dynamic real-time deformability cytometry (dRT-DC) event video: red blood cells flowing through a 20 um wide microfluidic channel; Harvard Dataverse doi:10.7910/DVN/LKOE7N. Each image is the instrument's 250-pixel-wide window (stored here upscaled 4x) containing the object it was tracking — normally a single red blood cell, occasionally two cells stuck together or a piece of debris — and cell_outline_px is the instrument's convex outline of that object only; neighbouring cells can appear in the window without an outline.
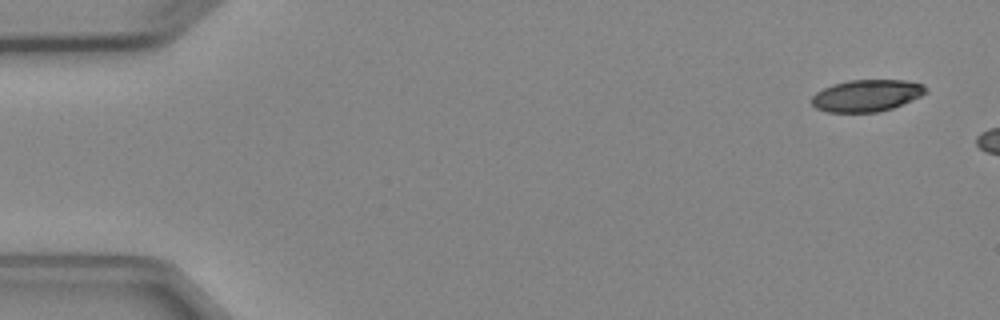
{"species": "Egyptian fruit bat (a non-hibernating species)", "species_latin": "Rousettus aegyptiacus", "temperature_condition": "cold", "stored_images_in_passage": 2, "camera_frame_rate_fps": 3000, "um_per_image_px": 0.085, "animal": {"sex": "female"}, "frame": {"image": 1, "passage_image": 1, "time_ms": 0.0, "image_size_px": [1000, 320], "cell_outline_px": [[928, 92], [920, 96], [892, 108], [880, 112], [828, 112], [816, 108], [812, 104], [812, 96], [816, 92], [832, 84], [848, 80], [908, 80], [924, 84], [928, 88]], "centroid_in_image_um": [73.68, 8.11], "position_along_channel_um": 11.3, "area_um2": 21.27}}